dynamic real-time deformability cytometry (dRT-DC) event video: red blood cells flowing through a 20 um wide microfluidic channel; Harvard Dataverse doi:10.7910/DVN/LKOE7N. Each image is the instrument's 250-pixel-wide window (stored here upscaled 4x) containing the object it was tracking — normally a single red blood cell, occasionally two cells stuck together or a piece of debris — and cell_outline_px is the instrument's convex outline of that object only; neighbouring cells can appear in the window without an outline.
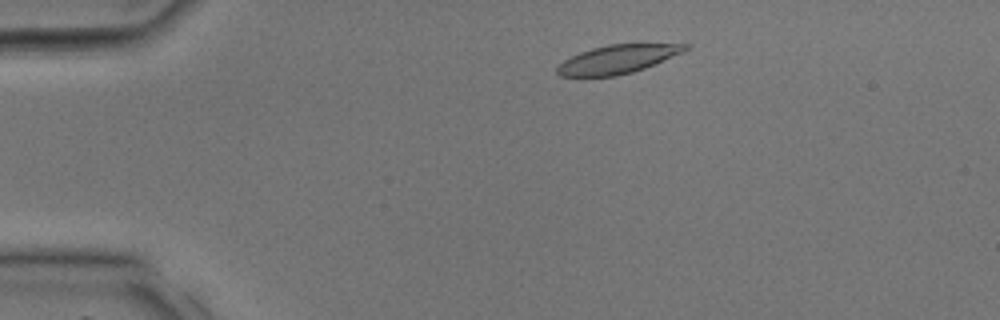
{"species": "common noctule bat (a hibernating species)", "species_latin": "Nyctalus noctula", "temperature_condition": "room temperature", "stored_images_in_passage": 29, "camera_frame_rate_fps": 3000, "um_per_image_px": 0.085, "animal": {"sex": "male", "body_mass_g": 17.9, "forearm_length_mm": 54.2}, "frame": {"image": 1, "passage_image": 1, "time_ms": 0.0, "image_size_px": [1000, 320], "cell_outline_px": [[692, 44], [688, 48], [680, 52], [644, 68], [632, 72], [616, 76], [580, 80], [560, 76], [556, 72], [556, 68], [564, 60], [580, 52], [592, 48], [608, 44]], "centroid_in_image_um": [52.33, 5.09], "position_along_channel_um": 32.7, "area_um2": 21.62}}
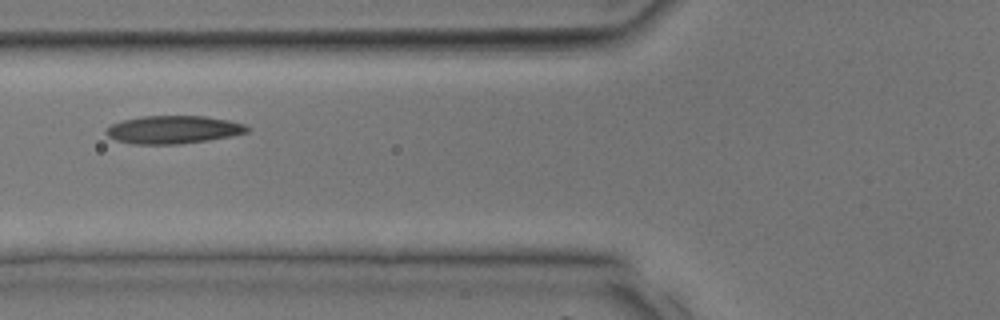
{"frame": {"image": 2, "passage_image": 8, "time_ms": 2.333, "image_size_px": [1000, 320], "cell_outline_px": [[252, 128], [248, 132], [232, 136], [208, 140], [180, 144], [132, 144], [116, 140], [108, 136], [104, 132], [104, 128], [112, 124], [124, 120], [144, 116], [204, 116], [228, 120], [244, 124]], "centroid_in_image_um": [14.73, 11.02], "position_along_channel_um": 111.1, "area_um2": 23.06}}
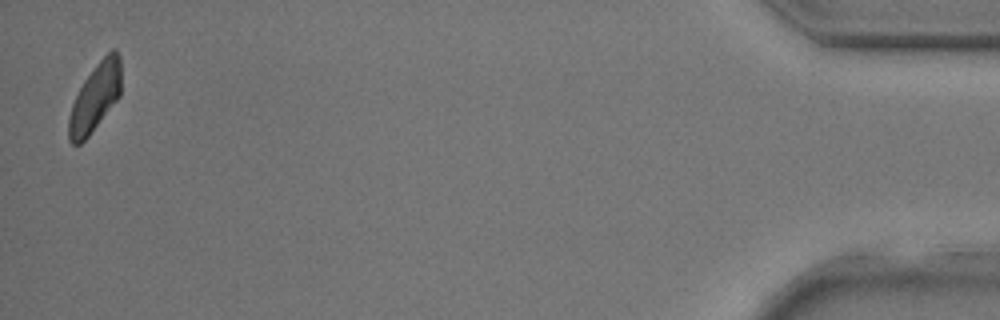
{"frame": {"image": 3, "passage_image": 29, "time_ms": 9.333, "image_size_px": [1000, 320], "cell_outline_px": [[120, 96], [88, 136], [80, 144], [72, 144], [68, 140], [68, 116], [72, 104], [84, 80], [96, 64], [112, 48], [116, 48], [120, 56]], "centroid_in_image_um": [8.07, 8.28], "position_along_channel_um": 427.1, "area_um2": 20.58}}